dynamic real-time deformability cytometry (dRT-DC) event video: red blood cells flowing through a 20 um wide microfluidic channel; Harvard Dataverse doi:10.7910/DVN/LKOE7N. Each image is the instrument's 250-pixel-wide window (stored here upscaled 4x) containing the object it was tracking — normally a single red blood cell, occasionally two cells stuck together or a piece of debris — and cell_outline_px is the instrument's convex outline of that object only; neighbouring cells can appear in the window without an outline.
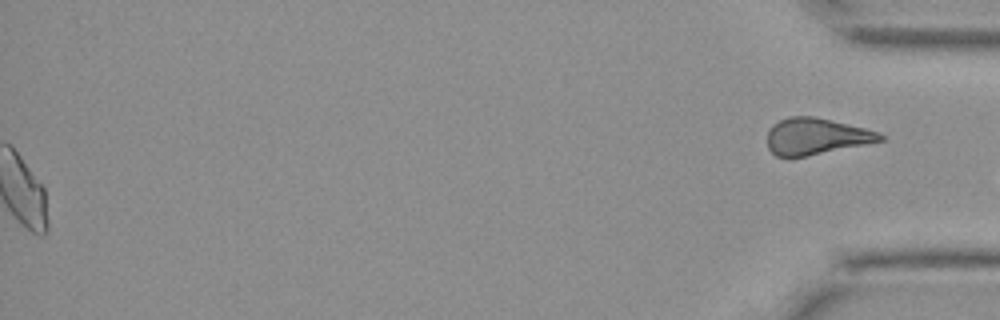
{"species": "Egyptian fruit bat (a non-hibernating species)", "species_latin": "Rousettus aegyptiacus", "temperature_condition": "cold", "stored_images_in_passage": 45, "segment_of_instrument_passage": [2, 2], "camera_frame_rate_fps": 3000, "um_per_image_px": 0.085, "animal": {"sex": "female"}, "frame": {"image": 1, "passage_image": 45, "time_ms": 14.667, "image_size_px": [1000, 320], "cell_outline_px": [[884, 140], [868, 144], [788, 160], [776, 156], [768, 148], [768, 132], [772, 124], [788, 116], [812, 116], [864, 128], [880, 132], [884, 136]], "centroid_in_image_um": [69.33, 11.63], "position_along_channel_um": 365.9, "area_um2": 24.33}}